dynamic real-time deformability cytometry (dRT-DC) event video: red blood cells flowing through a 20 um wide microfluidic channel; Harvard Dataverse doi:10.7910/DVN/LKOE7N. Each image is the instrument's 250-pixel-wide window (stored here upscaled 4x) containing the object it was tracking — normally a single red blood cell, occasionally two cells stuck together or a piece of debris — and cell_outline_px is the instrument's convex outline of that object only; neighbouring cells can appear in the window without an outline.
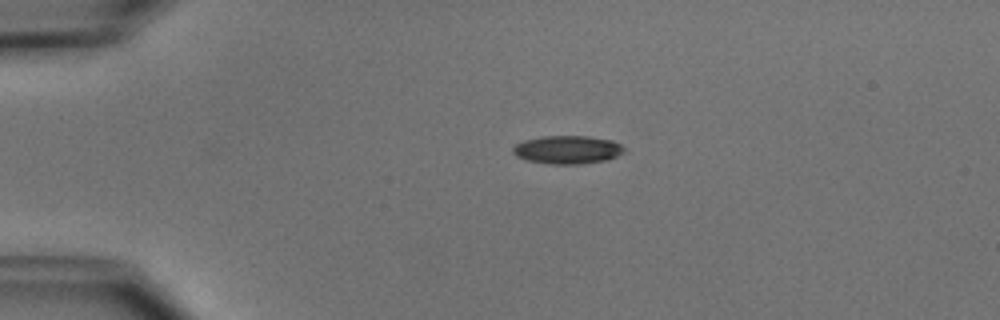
{"species": "common noctule bat (a hibernating species)", "species_latin": "Nyctalus noctula", "temperature_condition": "cold", "stored_images_in_passage": 2, "camera_frame_rate_fps": 3000, "um_per_image_px": 0.085, "animal": {"sex": "male", "body_mass_g": 15.6}, "frame": {"image": 1, "passage_image": 1, "time_ms": 0.0, "image_size_px": [1000, 320], "cell_outline_px": [[624, 152], [608, 160], [580, 164], [552, 164], [528, 160], [516, 156], [512, 152], [512, 148], [516, 144], [524, 140], [544, 136], [588, 136], [612, 140], [620, 144], [624, 148]], "centroid_in_image_um": [48.24, 12.72], "position_along_channel_um": 36.8, "area_um2": 18.26}}